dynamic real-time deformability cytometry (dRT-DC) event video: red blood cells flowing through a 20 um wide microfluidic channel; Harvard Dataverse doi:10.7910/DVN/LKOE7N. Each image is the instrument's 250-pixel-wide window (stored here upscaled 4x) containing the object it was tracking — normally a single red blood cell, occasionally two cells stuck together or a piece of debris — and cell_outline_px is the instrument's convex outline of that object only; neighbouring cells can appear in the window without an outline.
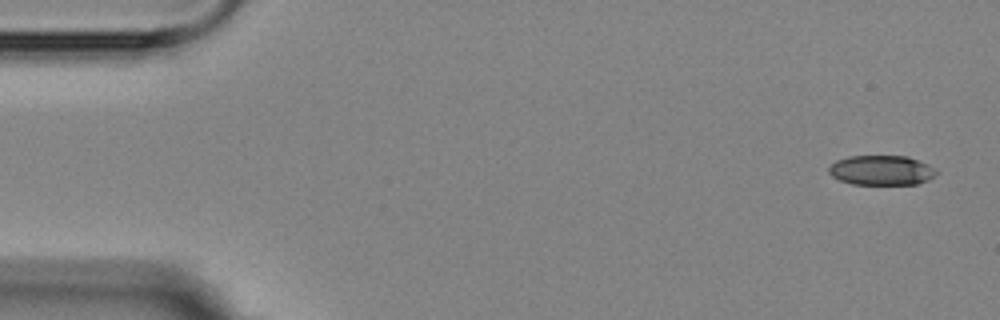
{"species": "Egyptian fruit bat (a non-hibernating species)", "species_latin": "Rousettus aegyptiacus", "temperature_condition": "room temperature", "stored_images_in_passage": 6, "segment_of_instrument_passage": [1, 2], "camera_frame_rate_fps": 3000, "um_per_image_px": 0.085, "animal": {"sex": "female"}, "frame": {"image": 1, "passage_image": 1, "time_ms": 0.0, "image_size_px": [1000, 320], "cell_outline_px": [[936, 172], [928, 180], [916, 184], [852, 184], [840, 180], [832, 176], [828, 172], [828, 168], [836, 160], [848, 156], [908, 156], [928, 164]], "centroid_in_image_um": [74.88, 14.47], "position_along_channel_um": 10.1, "area_um2": 18.5}}